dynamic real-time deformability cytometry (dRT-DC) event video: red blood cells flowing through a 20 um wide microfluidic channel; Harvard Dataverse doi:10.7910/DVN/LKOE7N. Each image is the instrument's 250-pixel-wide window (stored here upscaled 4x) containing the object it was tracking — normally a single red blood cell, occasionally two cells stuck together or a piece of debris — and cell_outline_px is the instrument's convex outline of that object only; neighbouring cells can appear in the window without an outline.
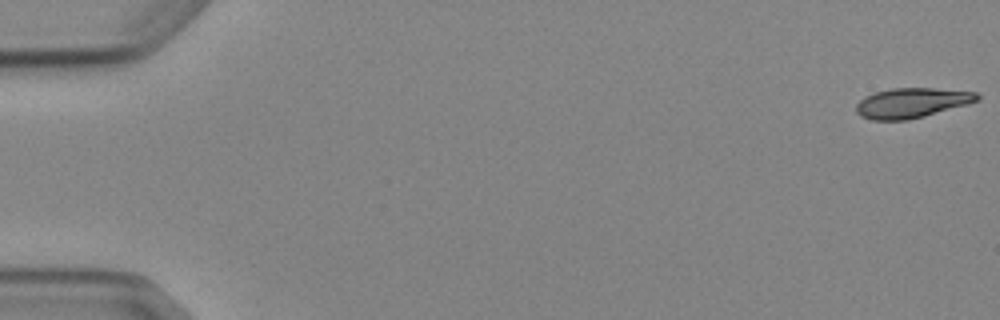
{"species": "Egyptian fruit bat (a non-hibernating species)", "species_latin": "Rousettus aegyptiacus", "temperature_condition": "cold", "stored_images_in_passage": 8, "camera_frame_rate_fps": 3000, "um_per_image_px": 0.085, "animal": {"sex": "female"}, "frame": {"image": 1, "passage_image": 1, "time_ms": 0.0, "image_size_px": [1000, 320], "cell_outline_px": [[980, 100], [968, 104], [924, 116], [908, 120], [872, 120], [860, 116], [856, 112], [856, 104], [864, 96], [876, 92], [892, 88], [932, 88], [976, 92], [980, 96]], "centroid_in_image_um": [77.49, 8.74], "position_along_channel_um": 7.5, "area_um2": 21.1}}
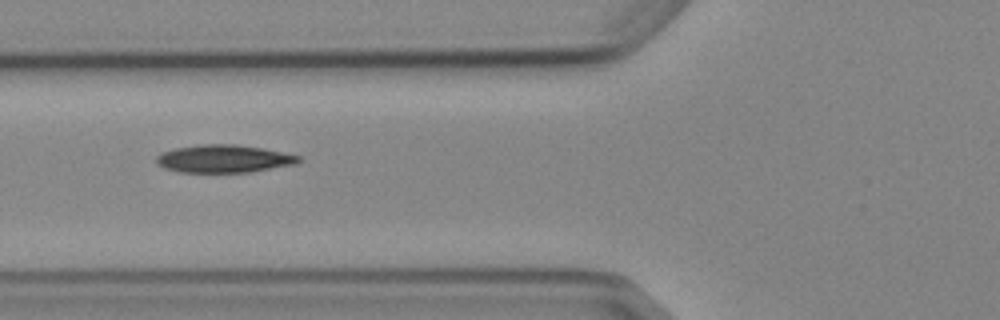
{"frame": {"image": 2, "passage_image": 6, "time_ms": 6.667, "image_size_px": [1000, 320], "cell_outline_px": [[304, 160], [296, 164], [248, 172], [180, 172], [164, 168], [156, 164], [156, 156], [160, 152], [176, 148], [200, 144], [236, 144], [264, 148], [300, 156]], "centroid_in_image_um": [19.02, 13.48], "position_along_channel_um": 106.8, "area_um2": 23.18}}
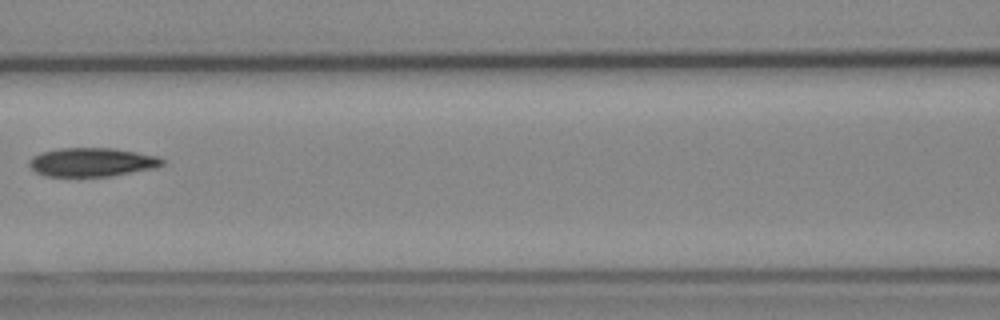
{"frame": {"image": 3, "passage_image": 7, "time_ms": 8.0, "image_size_px": [1000, 320], "cell_outline_px": [[164, 164], [156, 168], [112, 176], [44, 176], [36, 172], [28, 164], [28, 160], [32, 156], [40, 152], [60, 148], [112, 148], [160, 156], [164, 160]], "centroid_in_image_um": [7.82, 13.78], "position_along_channel_um": 158.8, "area_um2": 22.48}}